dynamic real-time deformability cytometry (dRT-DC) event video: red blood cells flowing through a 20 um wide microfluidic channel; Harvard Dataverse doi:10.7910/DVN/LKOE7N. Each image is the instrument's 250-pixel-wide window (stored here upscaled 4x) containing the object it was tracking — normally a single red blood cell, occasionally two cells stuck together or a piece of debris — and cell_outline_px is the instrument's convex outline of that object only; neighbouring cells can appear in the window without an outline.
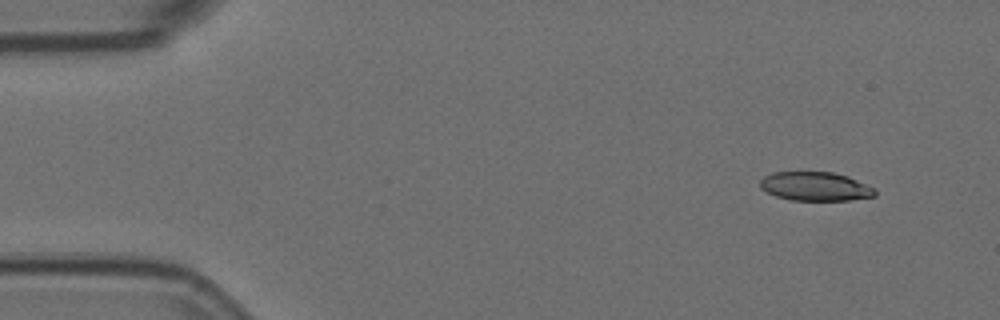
{"species": "Egyptian fruit bat (a non-hibernating species)", "species_latin": "Rousettus aegyptiacus", "temperature_condition": "room temperature", "stored_images_in_passage": 5, "camera_frame_rate_fps": 3000, "um_per_image_px": 0.085, "animal": {"sex": "female"}, "frame": {"image": 1, "passage_image": 1, "time_ms": 0.0, "image_size_px": [1000, 320], "cell_outline_px": [[876, 196], [852, 200], [792, 200], [776, 196], [760, 188], [760, 180], [764, 176], [772, 172], [832, 172], [848, 176], [876, 188]], "centroid_in_image_um": [69.33, 15.84], "position_along_channel_um": 15.7, "area_um2": 19.42}}
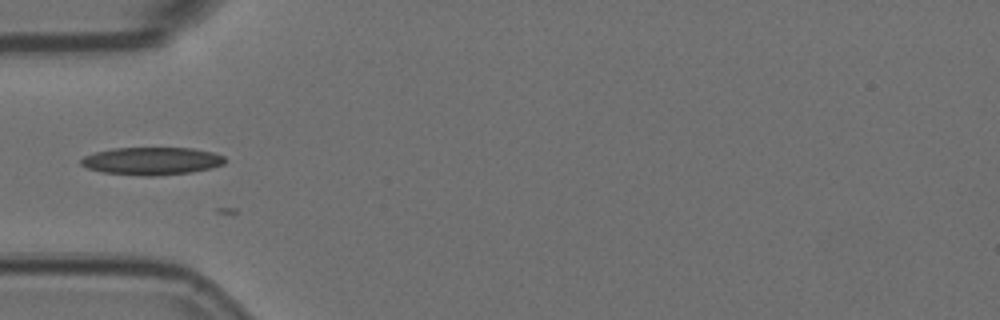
{"frame": {"image": 2, "passage_image": 5, "time_ms": 1.333, "image_size_px": [1000, 320], "cell_outline_px": [[228, 160], [224, 164], [212, 168], [192, 172], [156, 176], [140, 176], [104, 172], [88, 168], [80, 164], [80, 160], [84, 156], [96, 152], [112, 148], [192, 148], [212, 152], [224, 156]], "centroid_in_image_um": [12.94, 13.69], "position_along_channel_um": 72.1, "area_um2": 23.35}}